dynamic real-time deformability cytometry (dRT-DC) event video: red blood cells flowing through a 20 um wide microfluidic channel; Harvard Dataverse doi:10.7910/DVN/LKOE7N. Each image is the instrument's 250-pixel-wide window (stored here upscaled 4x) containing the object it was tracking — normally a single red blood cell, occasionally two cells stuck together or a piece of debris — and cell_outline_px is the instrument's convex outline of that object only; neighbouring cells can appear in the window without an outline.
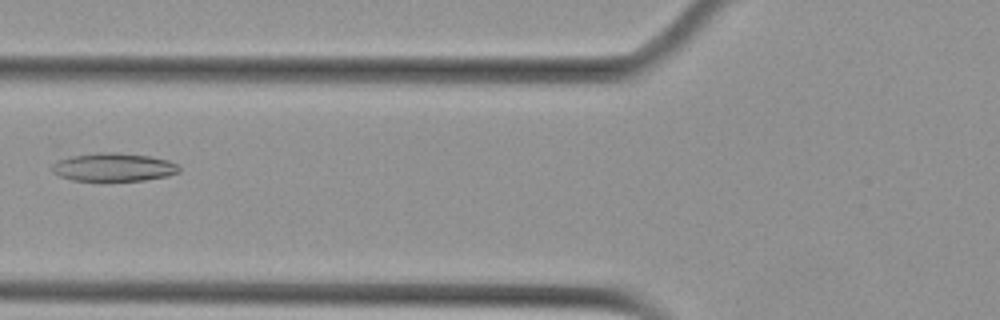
{"species": "Egyptian fruit bat (a non-hibernating species)", "species_latin": "Rousettus aegyptiacus", "temperature_condition": "cold", "stored_images_in_passage": 6, "camera_frame_rate_fps": 3000, "um_per_image_px": 0.085, "animal": {"sex": "female"}, "frame": {"image": 1, "passage_image": 5, "time_ms": 1.333, "image_size_px": [1000, 320], "cell_outline_px": [[180, 172], [168, 176], [144, 180], [104, 184], [72, 180], [60, 176], [52, 172], [52, 164], [64, 152], [116, 152], [148, 156], [168, 160], [176, 164], [180, 168]], "centroid_in_image_um": [9.49, 14.22], "position_along_channel_um": 116.3, "area_um2": 22.72}}
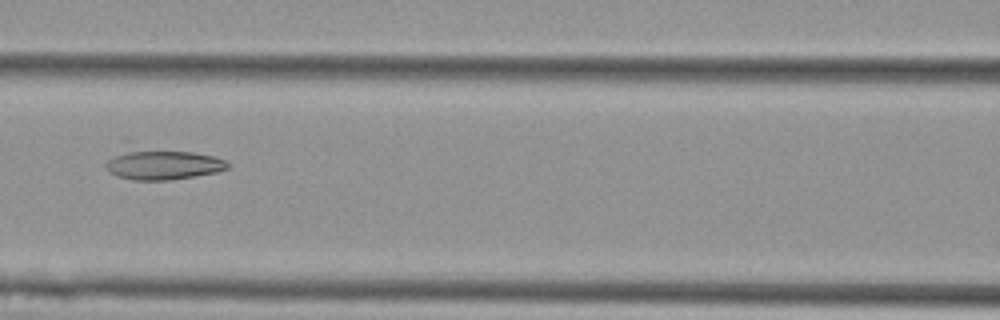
{"frame": {"image": 2, "passage_image": 6, "time_ms": 1.667, "image_size_px": [1000, 320], "cell_outline_px": [[228, 168], [216, 172], [168, 180], [132, 180], [116, 176], [104, 164], [124, 140], [128, 140], [216, 156], [224, 160], [228, 164]], "centroid_in_image_um": [13.61, 13.81], "position_along_channel_um": 153.0, "area_um2": 23.99}}